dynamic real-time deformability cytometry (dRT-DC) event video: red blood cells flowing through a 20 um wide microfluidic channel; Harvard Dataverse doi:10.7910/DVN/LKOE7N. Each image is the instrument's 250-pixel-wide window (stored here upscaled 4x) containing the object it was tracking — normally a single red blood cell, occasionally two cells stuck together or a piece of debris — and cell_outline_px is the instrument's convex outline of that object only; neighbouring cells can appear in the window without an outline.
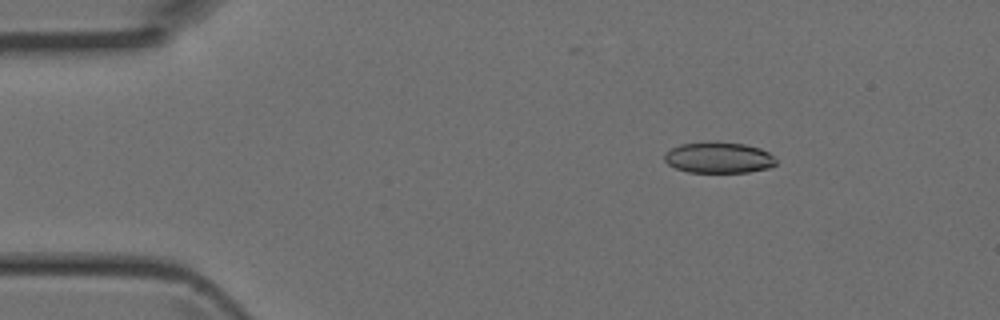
{"species": "Egyptian fruit bat (a non-hibernating species)", "species_latin": "Rousettus aegyptiacus", "temperature_condition": "room temperature", "stored_images_in_passage": 3, "camera_frame_rate_fps": 3000, "um_per_image_px": 0.085, "animal": {"sex": "female"}, "frame": {"image": 1, "passage_image": 2, "time_ms": 0.333, "image_size_px": [1000, 320], "cell_outline_px": [[776, 164], [768, 168], [748, 172], [688, 172], [676, 168], [668, 164], [664, 160], [664, 152], [680, 144], [716, 140], [744, 144], [760, 148], [768, 152], [776, 160]], "centroid_in_image_um": [61.06, 13.38], "position_along_channel_um": 23.9, "area_um2": 20.4}}